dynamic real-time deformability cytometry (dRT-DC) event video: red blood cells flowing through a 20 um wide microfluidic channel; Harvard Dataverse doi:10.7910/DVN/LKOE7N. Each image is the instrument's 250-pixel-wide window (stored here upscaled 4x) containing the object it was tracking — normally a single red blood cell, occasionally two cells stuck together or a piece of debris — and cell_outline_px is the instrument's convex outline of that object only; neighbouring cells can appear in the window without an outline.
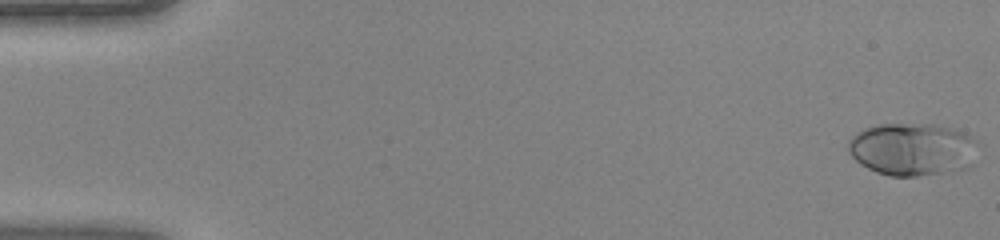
{"species": "human", "species_latin": "Homo sapiens", "temperature_condition": "warm", "stored_images_in_passage": 45, "camera_frame_rate_fps": 3000, "um_per_image_px": 0.085, "donor": {"sex": "female"}, "frame": {"image": 1, "passage_image": 1, "time_ms": 0.0, "image_size_px": [1000, 240], "cell_outline_px": [[984, 144], [976, 164], [972, 168], [952, 172], [916, 176], [888, 176], [876, 172], [860, 164], [848, 152], [848, 140], [856, 132], [864, 128], [876, 124], [932, 124], [968, 132]], "centroid_in_image_um": [77.72, 12.7], "position_along_channel_um": 7.3, "area_um2": 41.62}}
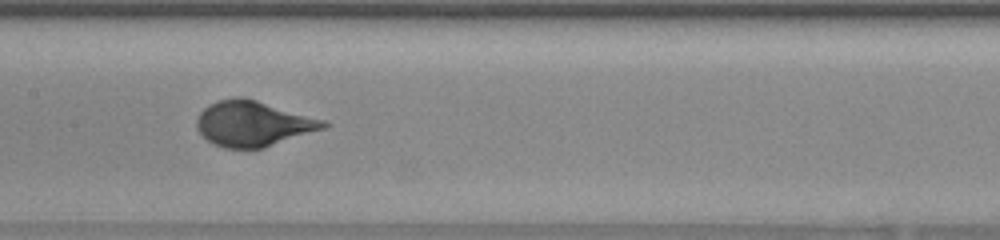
{"frame": {"image": 2, "passage_image": 23, "time_ms": 7.333, "image_size_px": [1000, 240], "cell_outline_px": [[332, 124], [324, 128], [264, 148], [224, 148], [212, 144], [196, 128], [196, 116], [208, 104], [216, 100], [236, 96], [240, 96], [256, 100], [324, 120]], "centroid_in_image_um": [21.47, 10.5], "position_along_channel_um": 185.9, "area_um2": 33.47}}
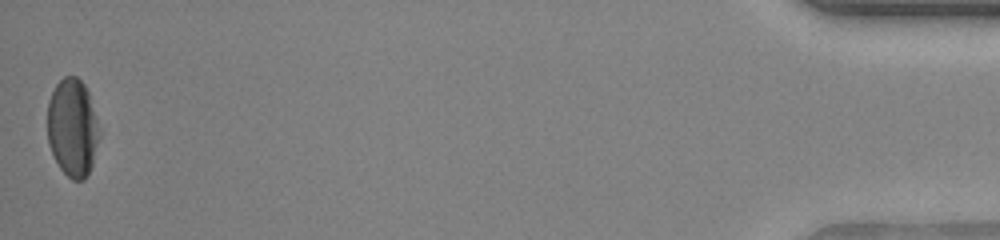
{"frame": {"image": 3, "passage_image": 45, "time_ms": 14.667, "image_size_px": [1000, 240], "cell_outline_px": [[100, 136], [92, 164], [84, 180], [72, 180], [60, 168], [48, 144], [48, 100], [56, 84], [64, 76], [76, 76], [84, 84], [88, 92], [100, 128]], "centroid_in_image_um": [6.17, 10.84], "position_along_channel_um": 429.0, "area_um2": 29.59}}